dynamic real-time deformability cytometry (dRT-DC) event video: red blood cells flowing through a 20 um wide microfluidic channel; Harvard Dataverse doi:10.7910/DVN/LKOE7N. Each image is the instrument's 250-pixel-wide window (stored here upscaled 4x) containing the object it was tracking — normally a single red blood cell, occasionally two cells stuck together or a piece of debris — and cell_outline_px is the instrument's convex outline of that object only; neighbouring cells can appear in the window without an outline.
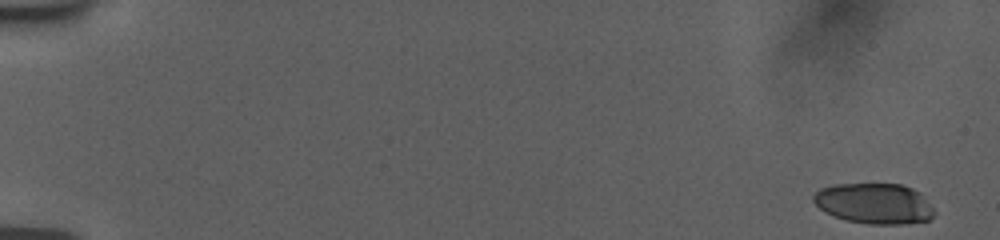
{"species": "human", "species_latin": "Homo sapiens", "temperature_condition": "room temperature", "stored_images_in_passage": 19, "camera_frame_rate_fps": 3000, "um_per_image_px": 0.085, "donor": {"sex": "female"}, "frame": {"image": 1, "passage_image": 1, "time_ms": 0.0, "image_size_px": [1000, 240], "cell_outline_px": [[936, 212], [928, 220], [900, 224], [868, 224], [848, 220], [836, 216], [820, 208], [812, 200], [812, 196], [820, 188], [832, 184], [900, 184], [912, 188], [920, 192]], "centroid_in_image_um": [74.32, 17.28], "position_along_channel_um": 10.7, "area_um2": 28.38}}
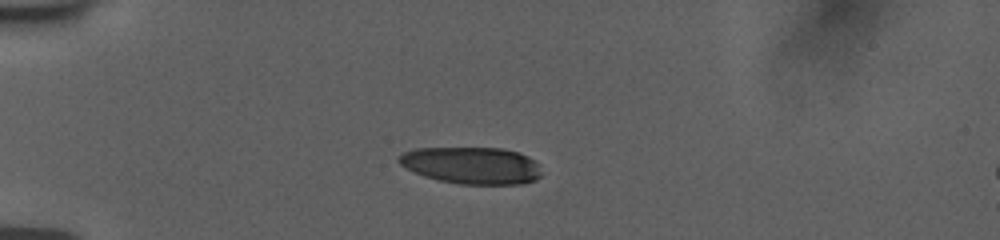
{"frame": {"image": 2, "passage_image": 14, "time_ms": 4.667, "image_size_px": [1000, 240], "cell_outline_px": [[540, 176], [536, 180], [520, 184], [460, 184], [440, 180], [424, 176], [400, 164], [396, 160], [396, 156], [404, 152], [416, 148], [504, 148], [520, 152], [528, 156], [536, 164], [540, 172]], "centroid_in_image_um": [40.08, 14.05], "position_along_channel_um": 44.9, "area_um2": 30.63}}
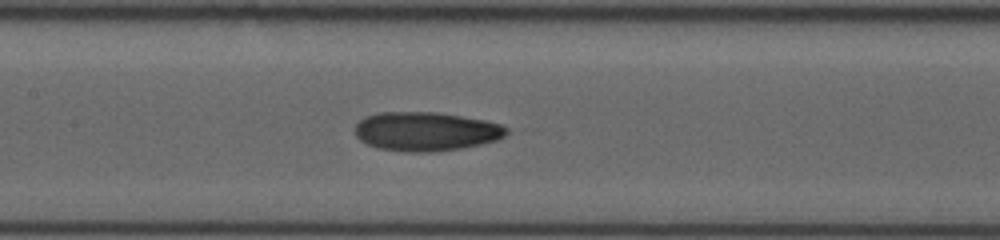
{"frame": {"image": 3, "passage_image": 19, "time_ms": 9.0, "image_size_px": [1000, 240], "cell_outline_px": [[508, 132], [504, 136], [496, 140], [480, 144], [460, 148], [432, 152], [408, 152], [380, 148], [368, 144], [360, 140], [356, 136], [356, 124], [364, 116], [380, 112], [436, 112], [484, 120], [500, 124], [508, 128]], "centroid_in_image_um": [36.19, 11.16], "position_along_channel_um": 171.2, "area_um2": 34.22}}